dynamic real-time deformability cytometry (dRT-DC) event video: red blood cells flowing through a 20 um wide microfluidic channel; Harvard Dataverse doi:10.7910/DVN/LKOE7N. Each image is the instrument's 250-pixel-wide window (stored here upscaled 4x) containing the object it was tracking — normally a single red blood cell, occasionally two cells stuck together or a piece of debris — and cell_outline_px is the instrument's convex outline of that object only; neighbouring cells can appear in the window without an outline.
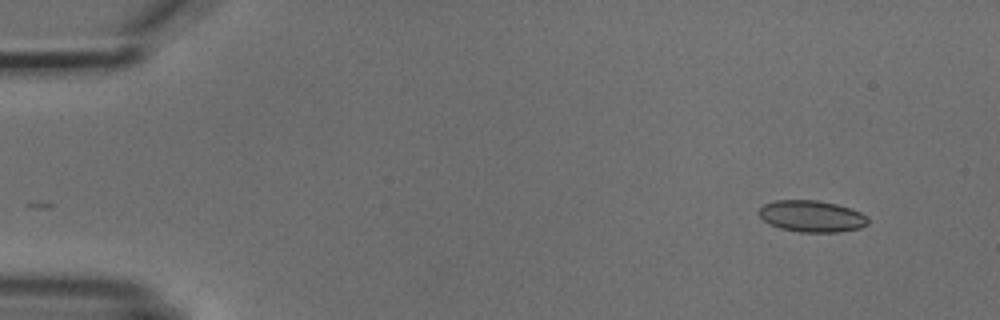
{"species": "common noctule bat (a hibernating species)", "species_latin": "Nyctalus noctula", "temperature_condition": "cold", "stored_images_in_passage": 2, "camera_frame_rate_fps": 3000, "um_per_image_px": 0.085, "animal": {"sex": "male", "body_mass_g": 18.8}, "frame": {"image": 1, "passage_image": 2, "time_ms": 1.333, "image_size_px": [1000, 320], "cell_outline_px": [[868, 224], [860, 228], [840, 232], [800, 232], [780, 228], [768, 224], [760, 216], [760, 208], [764, 204], [776, 200], [816, 200], [836, 204], [860, 212], [868, 216]], "centroid_in_image_um": [69.01, 18.39], "position_along_channel_um": 16.0, "area_um2": 20.0}}